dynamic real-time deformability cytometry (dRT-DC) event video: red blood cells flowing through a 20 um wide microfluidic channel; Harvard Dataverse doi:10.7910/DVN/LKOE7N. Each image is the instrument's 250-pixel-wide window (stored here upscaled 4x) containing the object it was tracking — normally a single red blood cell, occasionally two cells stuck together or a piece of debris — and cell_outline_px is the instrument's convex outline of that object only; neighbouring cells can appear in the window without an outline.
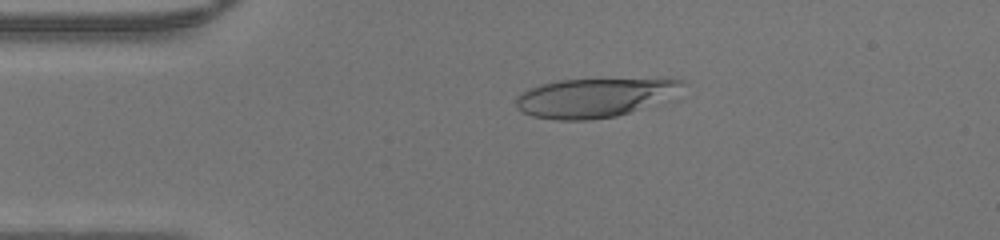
{"species": "human", "species_latin": "Homo sapiens", "temperature_condition": "warm", "stored_images_in_passage": 46, "camera_frame_rate_fps": 3000, "um_per_image_px": 0.085, "donor": {"sex": "male"}, "frame": {"image": 1, "passage_image": 9, "time_ms": 2.667, "image_size_px": [1000, 240], "cell_outline_px": [[684, 84], [680, 100], [616, 116], [588, 120], [556, 120], [532, 116], [516, 108], [516, 96], [540, 84], [556, 80], [684, 80]], "centroid_in_image_um": [50.69, 8.33], "position_along_channel_um": 34.3, "area_um2": 38.55}}
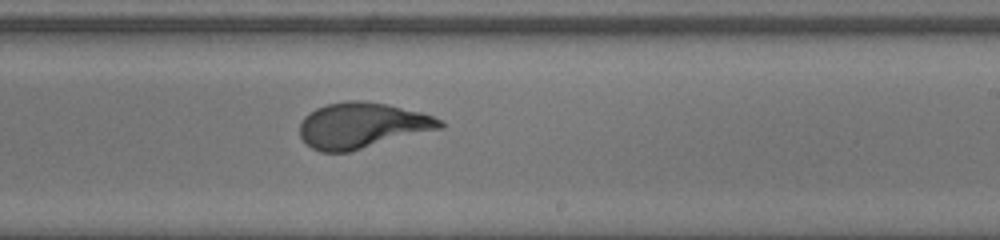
{"frame": {"image": 2, "passage_image": 27, "time_ms": 8.667, "image_size_px": [1000, 240], "cell_outline_px": [[444, 128], [352, 152], [320, 152], [312, 148], [300, 136], [300, 124], [304, 116], [308, 112], [316, 108], [328, 104], [348, 100], [364, 100], [388, 104], [420, 112], [444, 120]], "centroid_in_image_um": [30.81, 10.67], "position_along_channel_um": 258.2, "area_um2": 37.8}}
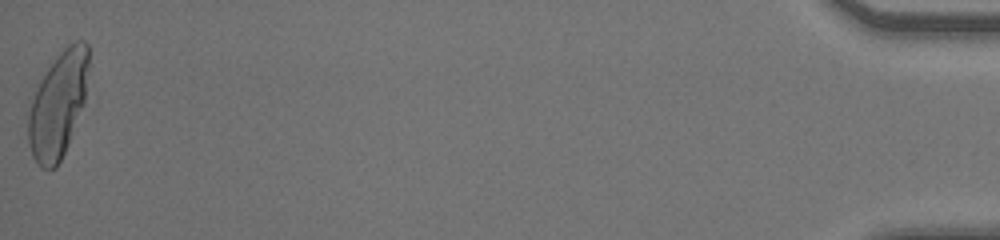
{"frame": {"image": 3, "passage_image": 46, "time_ms": 15.0, "image_size_px": [1000, 240], "cell_outline_px": [[88, 64], [84, 104], [68, 144], [56, 168], [48, 172], [40, 168], [36, 164], [32, 156], [28, 144], [24, 112], [28, 96], [56, 56], [68, 44], [76, 40], [84, 40], [88, 44]], "centroid_in_image_um": [4.83, 8.94], "position_along_channel_um": 430.4, "area_um2": 38.73}}